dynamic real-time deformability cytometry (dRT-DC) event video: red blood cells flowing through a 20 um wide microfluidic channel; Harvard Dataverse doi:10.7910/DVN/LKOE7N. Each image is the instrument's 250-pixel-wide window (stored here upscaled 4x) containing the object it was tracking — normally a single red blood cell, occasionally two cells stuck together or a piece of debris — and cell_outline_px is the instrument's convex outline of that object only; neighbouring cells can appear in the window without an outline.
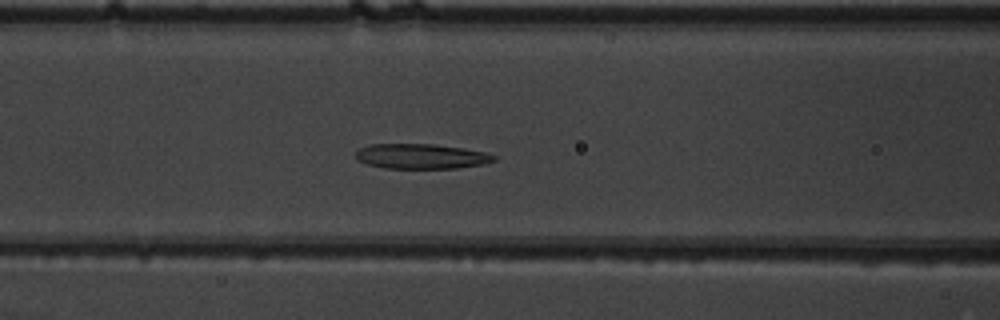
{"species": "common noctule bat (a hibernating species)", "species_latin": "Nyctalus noctula", "temperature_condition": "warm", "stored_images_in_passage": 41, "segment_of_instrument_passage": [1, 2], "camera_frame_rate_fps": 3000, "um_per_image_px": 0.085, "animal": {"sex": "male", "body_mass_g": 19.5, "forearm_length_mm": 54.6}, "frame": {"image": 1, "passage_image": 10, "time_ms": 3.0, "image_size_px": [1000, 320], "cell_outline_px": [[496, 160], [484, 164], [456, 168], [384, 168], [368, 164], [356, 160], [356, 152], [360, 148], [368, 144], [432, 144], [460, 148], [484, 152], [496, 156]], "centroid_in_image_um": [35.77, 13.29], "position_along_channel_um": 130.8, "area_um2": 20.0}}
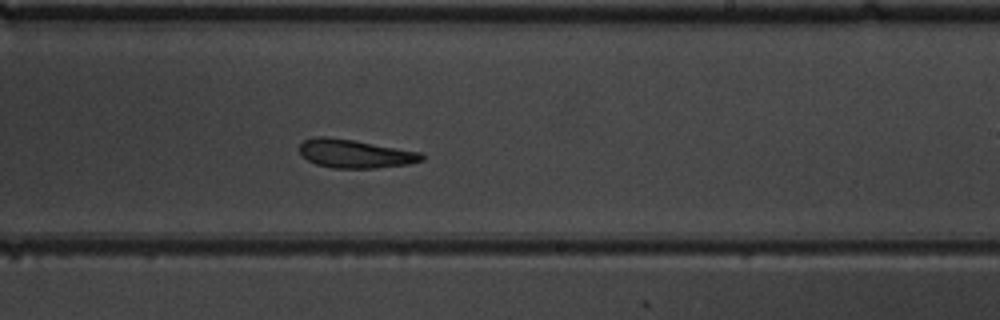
{"frame": {"image": 2, "passage_image": 20, "time_ms": 6.333, "image_size_px": [1000, 320], "cell_outline_px": [[424, 160], [408, 164], [376, 168], [332, 168], [316, 164], [308, 160], [300, 152], [300, 144], [304, 140], [316, 136], [324, 136], [352, 140], [420, 152], [424, 156]], "centroid_in_image_um": [30.17, 13.07], "position_along_channel_um": 258.8, "area_um2": 20.06}}
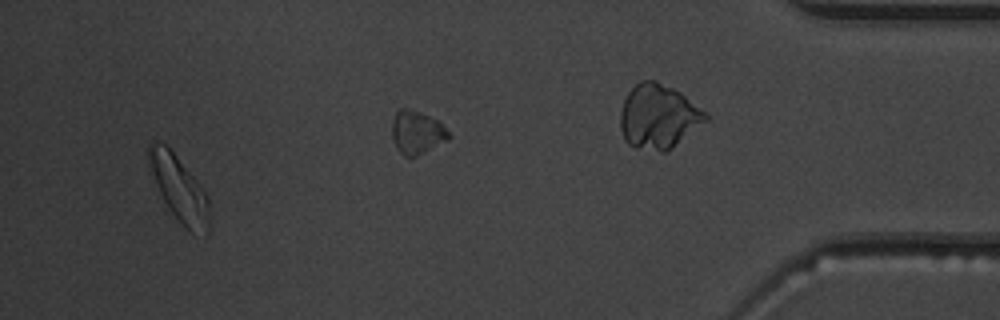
{"frame": {"image": 3, "passage_image": 38, "time_ms": 12.333, "image_size_px": [1000, 320], "cell_outline_px": [[208, 232], [204, 236], [192, 232], [172, 212], [164, 200], [156, 184], [148, 164], [148, 144], [152, 140], [156, 140], [164, 144], [176, 156], [196, 180], [208, 196]], "centroid_in_image_um": [15.21, 16.0], "position_along_channel_um": 420.0, "area_um2": 22.25}}